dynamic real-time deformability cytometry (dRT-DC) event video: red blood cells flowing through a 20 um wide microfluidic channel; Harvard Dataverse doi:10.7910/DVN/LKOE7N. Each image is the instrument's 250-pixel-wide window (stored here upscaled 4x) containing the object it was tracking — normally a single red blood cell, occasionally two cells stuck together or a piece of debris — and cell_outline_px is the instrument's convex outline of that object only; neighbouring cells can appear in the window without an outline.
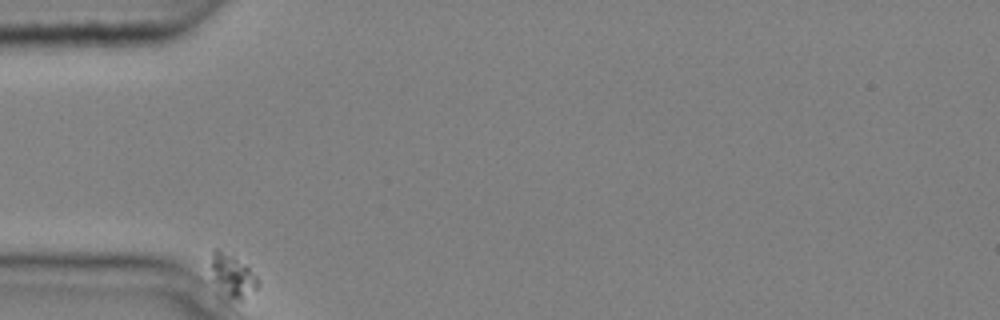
{"species": "common noctule bat (a hibernating species)", "species_latin": "Nyctalus noctula", "temperature_condition": "cold", "stored_images_in_passage": 12, "camera_frame_rate_fps": 3000, "um_per_image_px": 0.085, "animal": {"sex": "male", "body_mass_g": 20.4}, "frame": {"image": 1, "passage_image": 1, "time_ms": 0.0, "image_size_px": [1000, 320], "cell_outline_px": [[260, 284], [256, 288], [240, 300], [228, 296], [212, 280], [212, 248], [220, 248], [244, 264], [260, 280]], "centroid_in_image_um": [19.75, 23.39], "position_along_channel_um": 65.2, "area_um2": 11.21}}
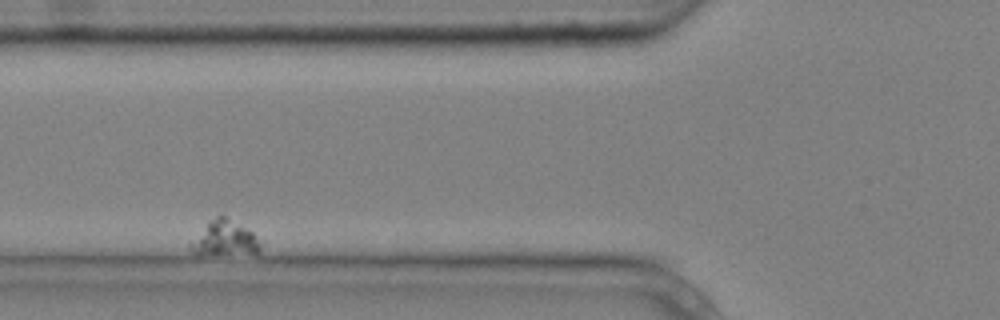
{"frame": {"image": 2, "passage_image": 3, "time_ms": 0.667, "image_size_px": [1000, 320], "cell_outline_px": [[260, 252], [192, 252], [188, 248], [188, 244], [208, 220], [220, 212], [252, 232], [260, 244]], "centroid_in_image_um": [19.03, 20.16], "position_along_channel_um": 106.8, "area_um2": 13.7}}